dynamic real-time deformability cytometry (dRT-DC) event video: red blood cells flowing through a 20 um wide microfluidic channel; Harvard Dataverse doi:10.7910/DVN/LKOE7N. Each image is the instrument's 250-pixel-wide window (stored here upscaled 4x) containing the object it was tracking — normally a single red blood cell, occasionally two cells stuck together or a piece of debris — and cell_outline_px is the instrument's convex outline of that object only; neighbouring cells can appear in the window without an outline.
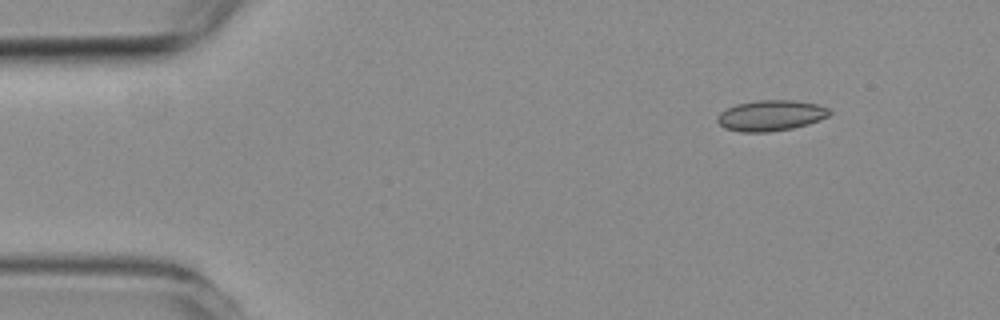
{"species": "common noctule bat (a hibernating species)", "species_latin": "Nyctalus noctula", "temperature_condition": "room temperature", "stored_images_in_passage": 3, "camera_frame_rate_fps": 3000, "um_per_image_px": 0.085, "animal": {"sex": "female", "body_mass_g": 19.3, "forearm_length_mm": 54.1}, "frame": {"image": 1, "passage_image": 1, "time_ms": 0.0, "image_size_px": [1000, 320], "cell_outline_px": [[832, 112], [828, 116], [808, 124], [792, 128], [768, 132], [740, 132], [724, 128], [716, 120], [716, 116], [720, 112], [736, 104], [756, 100], [792, 100], [816, 104], [828, 108]], "centroid_in_image_um": [65.49, 9.82], "position_along_channel_um": 19.5, "area_um2": 20.06}}